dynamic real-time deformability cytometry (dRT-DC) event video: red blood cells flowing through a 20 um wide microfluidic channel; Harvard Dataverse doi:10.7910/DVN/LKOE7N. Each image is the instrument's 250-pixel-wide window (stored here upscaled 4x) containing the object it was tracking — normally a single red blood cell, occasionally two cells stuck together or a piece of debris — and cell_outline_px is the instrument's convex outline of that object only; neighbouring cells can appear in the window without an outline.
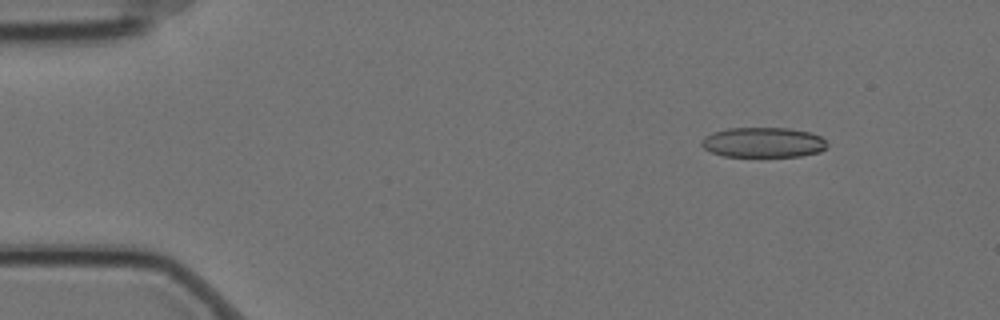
{"species": "Egyptian fruit bat (a non-hibernating species)", "species_latin": "Rousettus aegyptiacus", "temperature_condition": "cold", "stored_images_in_passage": 4, "camera_frame_rate_fps": 3000, "um_per_image_px": 0.085, "animal": {"sex": "female"}, "frame": {"image": 1, "passage_image": 2, "time_ms": 0.333, "image_size_px": [1000, 320], "cell_outline_px": [[828, 144], [820, 152], [800, 156], [724, 156], [712, 152], [704, 148], [700, 144], [700, 140], [704, 136], [712, 132], [728, 128], [788, 128], [808, 132], [820, 136]], "centroid_in_image_um": [64.83, 12.1], "position_along_channel_um": 20.2, "area_um2": 21.96}}
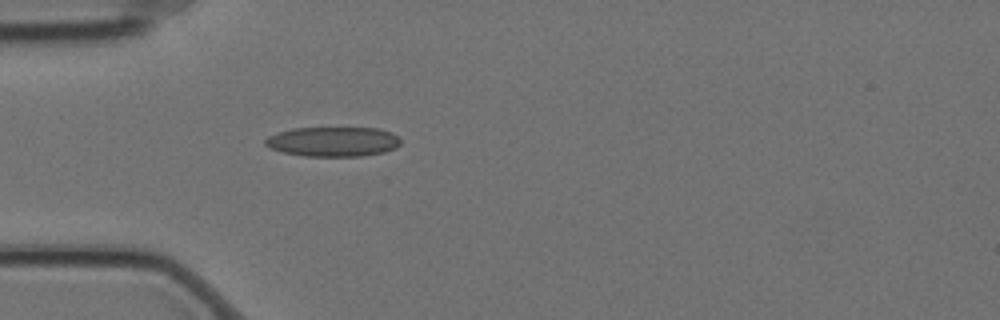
{"frame": {"image": 2, "passage_image": 4, "time_ms": 1.0, "image_size_px": [1000, 320], "cell_outline_px": [[400, 144], [396, 148], [384, 152], [360, 156], [304, 156], [284, 152], [272, 148], [264, 144], [264, 140], [268, 136], [276, 132], [292, 128], [380, 128], [392, 132], [400, 140]], "centroid_in_image_um": [28.31, 12.03], "position_along_channel_um": 56.7, "area_um2": 23.47}}